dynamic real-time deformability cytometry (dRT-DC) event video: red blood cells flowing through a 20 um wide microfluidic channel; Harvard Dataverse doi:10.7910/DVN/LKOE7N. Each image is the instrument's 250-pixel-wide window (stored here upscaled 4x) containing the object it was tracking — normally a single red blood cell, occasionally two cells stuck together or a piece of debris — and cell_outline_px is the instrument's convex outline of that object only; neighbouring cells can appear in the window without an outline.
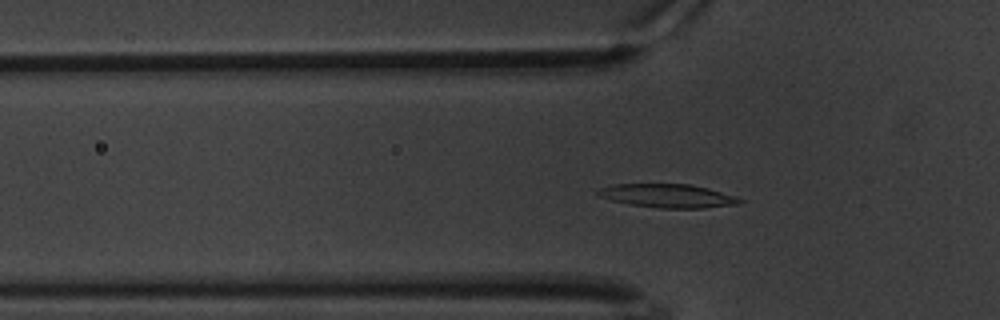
{"species": "common noctule bat (a hibernating species)", "species_latin": "Nyctalus noctula", "temperature_condition": "warm", "stored_images_in_passage": 59, "camera_frame_rate_fps": 3000, "um_per_image_px": 0.085, "animal": {"sex": "male", "body_mass_g": 20.1, "forearm_length_mm": 53.5}, "frame": {"image": 1, "passage_image": 18, "time_ms": 5.667, "image_size_px": [1000, 320], "cell_outline_px": [[744, 200], [740, 204], [704, 208], [660, 208], [628, 204], [612, 200], [600, 196], [592, 192], [600, 188], [612, 184], [692, 184], [708, 188], [736, 196]], "centroid_in_image_um": [56.76, 16.64], "position_along_channel_um": 69.0, "area_um2": 19.65}}
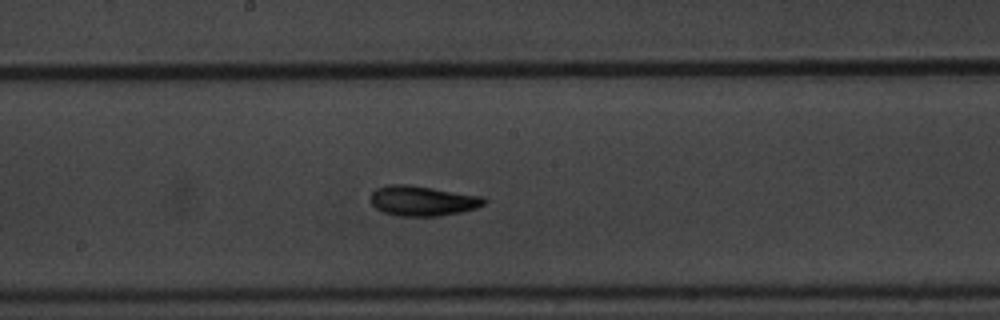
{"frame": {"image": 2, "passage_image": 31, "time_ms": 10.0, "image_size_px": [1000, 320], "cell_outline_px": [[488, 200], [484, 204], [476, 208], [460, 212], [440, 216], [400, 216], [384, 212], [376, 208], [368, 200], [372, 192], [376, 188], [388, 184], [412, 184], [484, 196]], "centroid_in_image_um": [35.92, 17.05], "position_along_channel_um": 212.3, "area_um2": 20.29}}
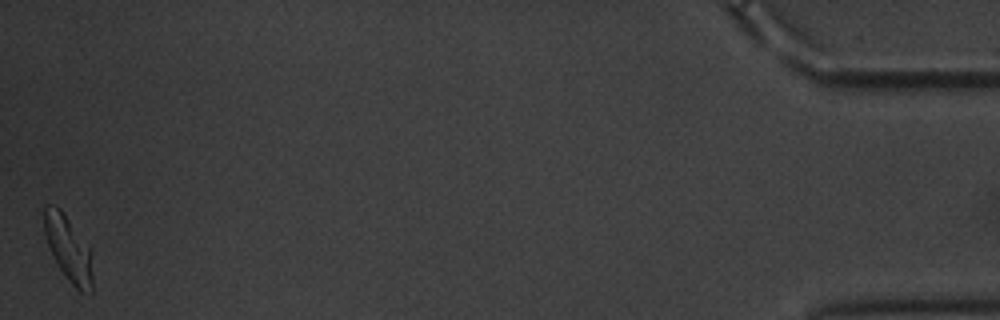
{"frame": {"image": 3, "passage_image": 59, "time_ms": 19.333, "image_size_px": [1000, 320], "cell_outline_px": [[92, 292], [80, 292], [68, 280], [52, 256], [44, 236], [44, 208], [60, 208], [92, 252]], "centroid_in_image_um": [5.83, 21.2], "position_along_channel_um": 429.4, "area_um2": 18.09}, "authors_computed_cell_mechanics": {"area_um2": 18.9584, "velocity_mm_per_s": 3.2923, "shape_relaxation_time_tau1_ms": 4.3091, "shape_relaxation_time_tau2_ms": 3.6267, "deformation_change_tau1": 0.1391, "deformation_change_tau2": 0.0952}}